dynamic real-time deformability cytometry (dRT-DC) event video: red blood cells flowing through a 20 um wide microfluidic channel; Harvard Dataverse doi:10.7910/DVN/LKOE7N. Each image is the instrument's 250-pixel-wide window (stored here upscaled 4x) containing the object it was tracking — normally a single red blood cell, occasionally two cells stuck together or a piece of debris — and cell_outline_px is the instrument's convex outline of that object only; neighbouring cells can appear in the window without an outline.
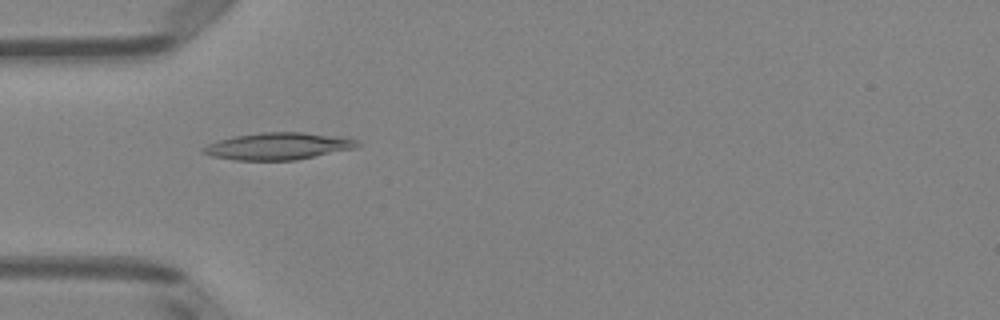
{"species": "Egyptian fruit bat (a non-hibernating species)", "species_latin": "Rousettus aegyptiacus", "temperature_condition": "room temperature", "stored_images_in_passage": 38, "camera_frame_rate_fps": 3000, "um_per_image_px": 0.085, "animal": {"sex": "female"}, "frame": {"image": 1, "passage_image": 3, "time_ms": 0.667, "image_size_px": [1000, 320], "cell_outline_px": [[360, 144], [356, 148], [296, 160], [236, 160], [212, 156], [200, 152], [200, 148], [208, 144], [232, 136], [260, 132], [300, 132], [348, 136], [356, 140]], "centroid_in_image_um": [23.67, 12.41], "position_along_channel_um": 61.3, "area_um2": 24.57}}
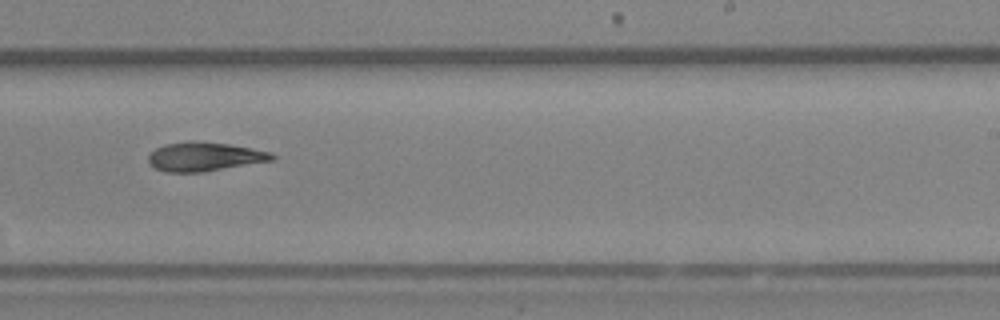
{"frame": {"image": 2, "passage_image": 19, "time_ms": 6.0, "image_size_px": [1000, 320], "cell_outline_px": [[276, 156], [272, 160], [200, 172], [168, 172], [156, 168], [148, 160], [148, 156], [156, 148], [164, 144], [188, 140], [192, 140], [228, 144], [252, 148], [272, 152]], "centroid_in_image_um": [17.37, 13.29], "position_along_channel_um": 271.6, "area_um2": 20.63}}
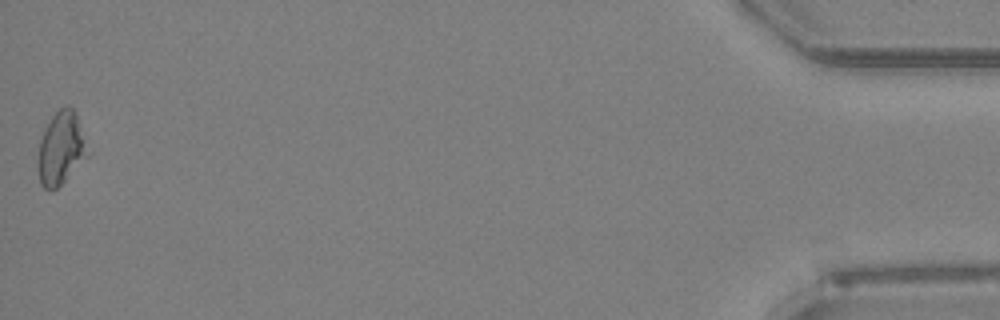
{"frame": {"image": 3, "passage_image": 38, "time_ms": 12.333, "image_size_px": [1000, 320], "cell_outline_px": [[80, 152], [64, 180], [56, 188], [44, 188], [40, 184], [36, 164], [40, 140], [44, 128], [52, 116], [64, 104], [68, 104], [76, 112], [80, 136]], "centroid_in_image_um": [4.96, 12.54], "position_along_channel_um": 430.2, "area_um2": 18.84}, "authors_computed_cell_mechanics": {"area_um2": 20.7502, "velocity_mm_per_s": 3.9905, "shape_relaxation_time_tau1_ms": null, "shape_relaxation_time_tau2_ms": 4.1461, "deformation_change_tau1": null, "deformation_change_tau2": 0.1296}}